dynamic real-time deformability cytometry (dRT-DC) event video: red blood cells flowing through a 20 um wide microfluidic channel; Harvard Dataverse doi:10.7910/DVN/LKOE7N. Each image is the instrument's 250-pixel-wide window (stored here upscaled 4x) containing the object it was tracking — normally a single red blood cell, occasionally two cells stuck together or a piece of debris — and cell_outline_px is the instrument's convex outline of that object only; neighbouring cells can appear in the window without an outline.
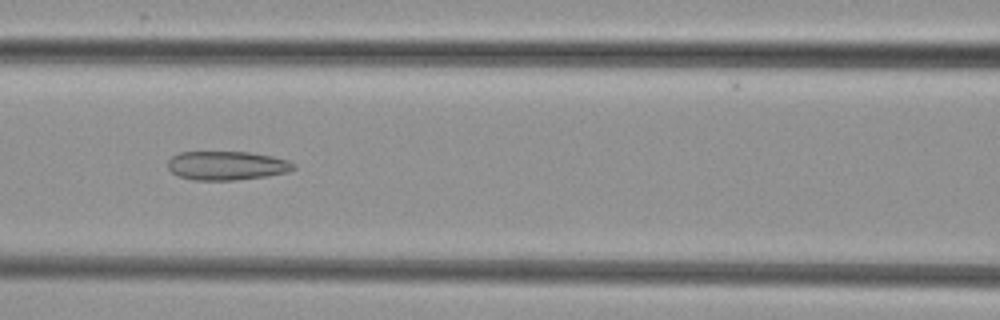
{"species": "common noctule bat (a hibernating species)", "species_latin": "Nyctalus noctula", "temperature_condition": "cold", "stored_images_in_passage": 6, "camera_frame_rate_fps": 3000, "um_per_image_px": 0.085, "animal": {"sex": "female", "body_mass_g": 29.2, "forearm_length_mm": 56.3}, "frame": {"image": 1, "passage_image": 4, "time_ms": 4.333, "image_size_px": [1000, 320], "cell_outline_px": [[296, 168], [288, 172], [268, 176], [236, 180], [192, 180], [176, 176], [168, 168], [168, 160], [172, 156], [180, 152], [248, 152], [272, 156], [288, 160], [296, 164]], "centroid_in_image_um": [19.28, 14.08], "position_along_channel_um": 147.3, "area_um2": 21.39}}
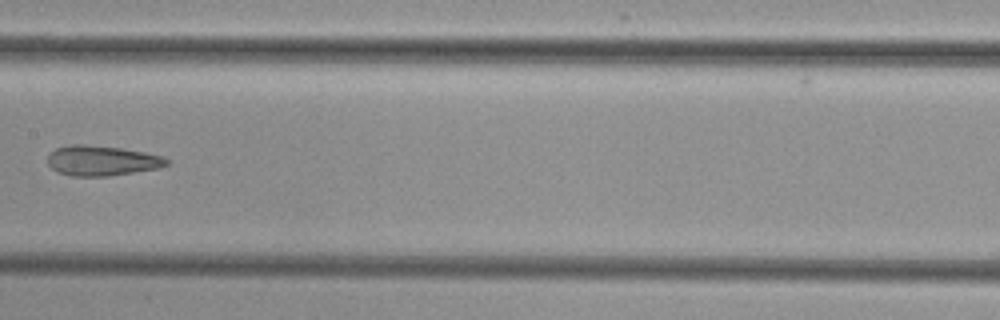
{"frame": {"image": 2, "passage_image": 5, "time_ms": 5.667, "image_size_px": [1000, 320], "cell_outline_px": [[168, 164], [160, 168], [108, 176], [72, 176], [56, 172], [48, 164], [48, 156], [56, 148], [72, 144], [84, 144], [120, 148], [144, 152], [160, 156], [168, 160]], "centroid_in_image_um": [8.63, 13.66], "position_along_channel_um": 198.8, "area_um2": 20.75}}
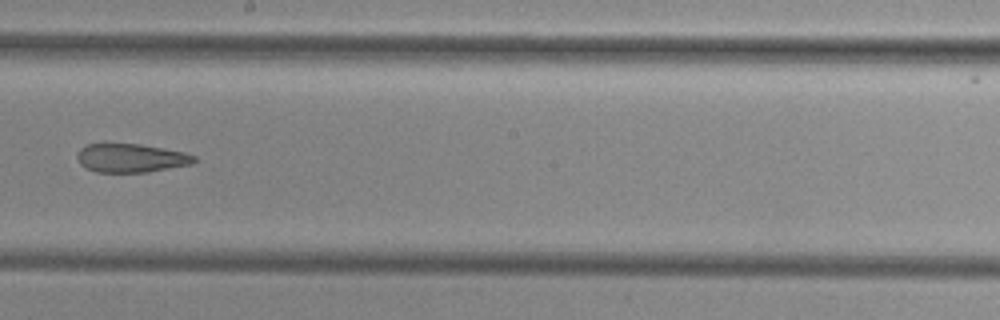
{"frame": {"image": 3, "passage_image": 6, "time_ms": 6.667, "image_size_px": [1000, 320], "cell_outline_px": [[196, 160], [192, 164], [148, 172], [96, 172], [80, 164], [76, 156], [76, 152], [84, 144], [104, 140], [140, 144], [184, 152], [196, 156]], "centroid_in_image_um": [11.04, 13.38], "position_along_channel_um": 237.2, "area_um2": 20.35}}